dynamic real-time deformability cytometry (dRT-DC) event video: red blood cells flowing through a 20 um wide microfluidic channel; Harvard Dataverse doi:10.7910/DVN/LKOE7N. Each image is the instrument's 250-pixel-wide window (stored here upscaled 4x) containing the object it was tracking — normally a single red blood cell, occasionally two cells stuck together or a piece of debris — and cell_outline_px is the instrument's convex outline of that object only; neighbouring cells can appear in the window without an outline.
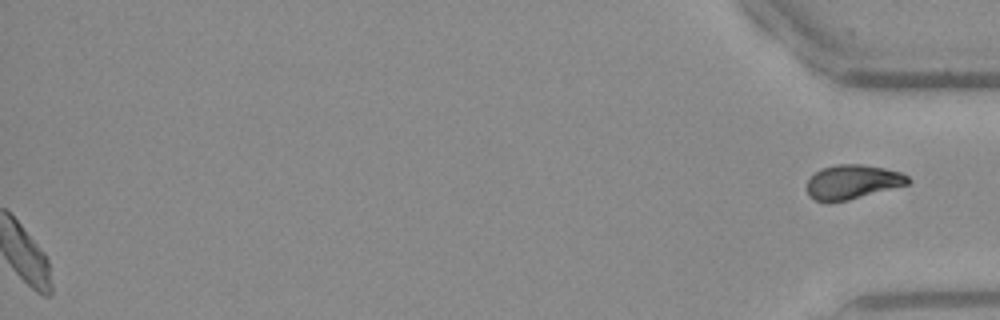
{"species": "Egyptian fruit bat (a non-hibernating species)", "species_latin": "Rousettus aegyptiacus", "temperature_condition": "warm", "stored_images_in_passage": 38, "segment_of_instrument_passage": [2, 2], "camera_frame_rate_fps": 3000, "um_per_image_px": 0.085, "frame": {"image": 1, "passage_image": 38, "time_ms": 12.333, "image_size_px": [1000, 320], "cell_outline_px": [[912, 180], [908, 184], [848, 200], [816, 200], [808, 196], [808, 180], [820, 168], [836, 164], [860, 164], [884, 168], [900, 172], [908, 176]], "centroid_in_image_um": [72.49, 15.44], "position_along_channel_um": 362.7, "area_um2": 19.83}}